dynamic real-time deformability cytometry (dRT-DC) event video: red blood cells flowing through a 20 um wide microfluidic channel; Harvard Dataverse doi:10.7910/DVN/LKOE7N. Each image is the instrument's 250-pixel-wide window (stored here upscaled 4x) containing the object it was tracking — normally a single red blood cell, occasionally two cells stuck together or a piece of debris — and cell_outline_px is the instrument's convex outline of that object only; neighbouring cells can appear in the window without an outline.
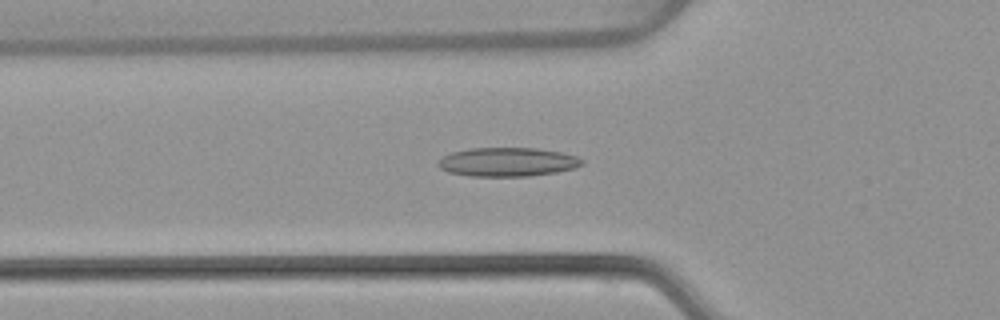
{"species": "common noctule bat (a hibernating species)", "species_latin": "Nyctalus noctula", "temperature_condition": "warm", "stored_images_in_passage": 52, "camera_frame_rate_fps": 3000, "um_per_image_px": 0.085, "animal": {"sex": "female", "body_mass_g": 22.7, "forearm_length_mm": 54.2}, "frame": {"image": 1, "passage_image": 18, "time_ms": 5.667, "image_size_px": [1000, 320], "cell_outline_px": [[584, 164], [576, 168], [556, 172], [528, 176], [468, 176], [448, 172], [440, 168], [436, 164], [444, 156], [452, 152], [468, 148], [536, 148], [560, 152], [576, 156], [584, 160]], "centroid_in_image_um": [43.15, 13.77], "position_along_channel_um": 82.7, "area_um2": 24.28}}
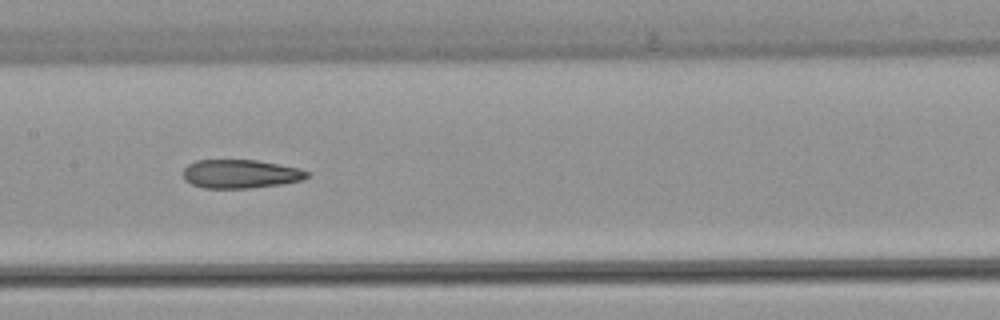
{"frame": {"image": 2, "passage_image": 26, "time_ms": 8.333, "image_size_px": [1000, 320], "cell_outline_px": [[308, 176], [304, 180], [280, 184], [248, 188], [204, 188], [192, 184], [184, 180], [184, 168], [188, 164], [196, 160], [256, 160], [280, 164], [300, 168], [308, 172]], "centroid_in_image_um": [20.44, 14.78], "position_along_channel_um": 187.0, "area_um2": 20.69}}
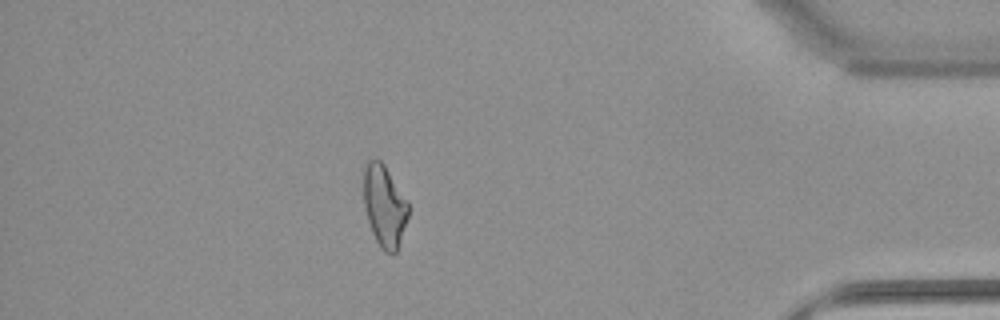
{"frame": {"image": 3, "passage_image": 46, "time_ms": 15.0, "image_size_px": [1000, 320], "cell_outline_px": [[408, 216], [396, 252], [384, 252], [380, 248], [372, 232], [368, 220], [364, 204], [364, 168], [368, 160], [380, 160], [384, 164], [408, 200]], "centroid_in_image_um": [32.68, 17.49], "position_along_channel_um": 402.5, "area_um2": 21.04}, "authors_computed_cell_mechanics": {"area_um2": 22.1663, "velocity_mm_per_s": 3.8833, "shape_relaxation_time_tau1_ms": null, "shape_relaxation_time_tau2_ms": 3.6905, "deformation_change_tau1": null, "deformation_change_tau2": 0.1178}}